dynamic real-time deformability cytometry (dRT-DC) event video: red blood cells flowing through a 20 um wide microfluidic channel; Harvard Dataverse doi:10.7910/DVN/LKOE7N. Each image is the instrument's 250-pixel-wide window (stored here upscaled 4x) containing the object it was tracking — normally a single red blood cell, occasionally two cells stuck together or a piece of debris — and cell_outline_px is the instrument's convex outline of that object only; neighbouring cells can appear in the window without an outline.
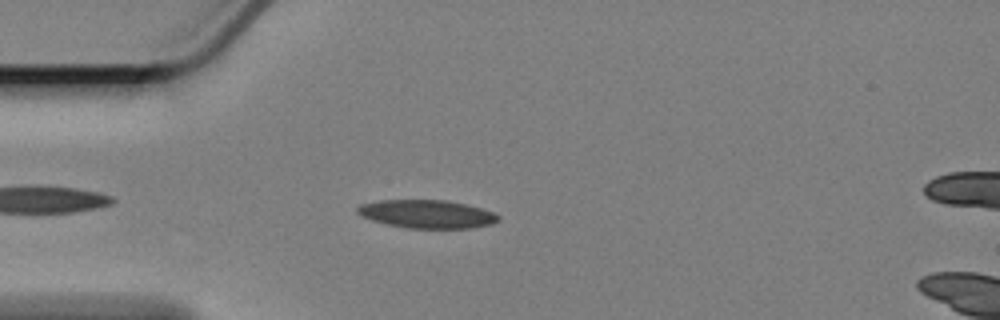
{"species": "Egyptian fruit bat (a non-hibernating species)", "species_latin": "Rousettus aegyptiacus", "temperature_condition": "cold", "stored_images_in_passage": 25, "camera_frame_rate_fps": 3000, "um_per_image_px": 0.085, "animal": {"sex": "female"}, "frame": {"image": 1, "passage_image": 5, "time_ms": 1.333, "image_size_px": [1000, 320], "cell_outline_px": [[500, 220], [492, 224], [472, 228], [408, 228], [384, 224], [360, 216], [356, 212], [356, 208], [360, 204], [380, 200], [448, 200], [468, 204], [496, 212], [500, 216]], "centroid_in_image_um": [36.31, 18.19], "position_along_channel_um": 48.7, "area_um2": 23.58}}
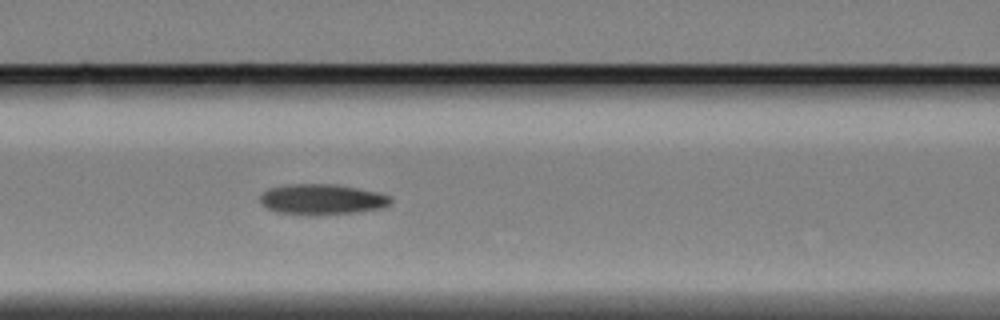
{"frame": {"image": 2, "passage_image": 14, "time_ms": 4.333, "image_size_px": [1000, 320], "cell_outline_px": [[392, 204], [380, 208], [352, 212], [276, 212], [260, 204], [260, 196], [268, 188], [284, 184], [336, 184], [360, 188], [392, 196]], "centroid_in_image_um": [27.38, 16.88], "position_along_channel_um": 139.2, "area_um2": 22.43}}
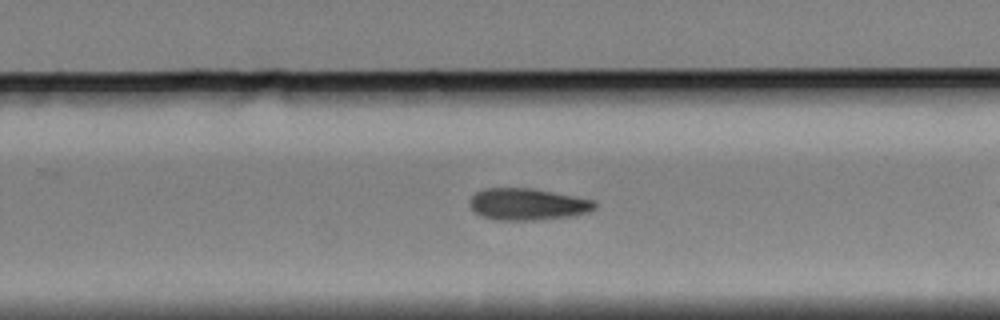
{"frame": {"image": 3, "passage_image": 23, "time_ms": 7.333, "image_size_px": [1000, 320], "cell_outline_px": [[596, 208], [588, 212], [572, 216], [532, 220], [496, 220], [480, 216], [472, 208], [468, 200], [476, 192], [484, 188], [536, 188], [596, 200]], "centroid_in_image_um": [44.86, 17.35], "position_along_channel_um": 284.9, "area_um2": 23.41}}